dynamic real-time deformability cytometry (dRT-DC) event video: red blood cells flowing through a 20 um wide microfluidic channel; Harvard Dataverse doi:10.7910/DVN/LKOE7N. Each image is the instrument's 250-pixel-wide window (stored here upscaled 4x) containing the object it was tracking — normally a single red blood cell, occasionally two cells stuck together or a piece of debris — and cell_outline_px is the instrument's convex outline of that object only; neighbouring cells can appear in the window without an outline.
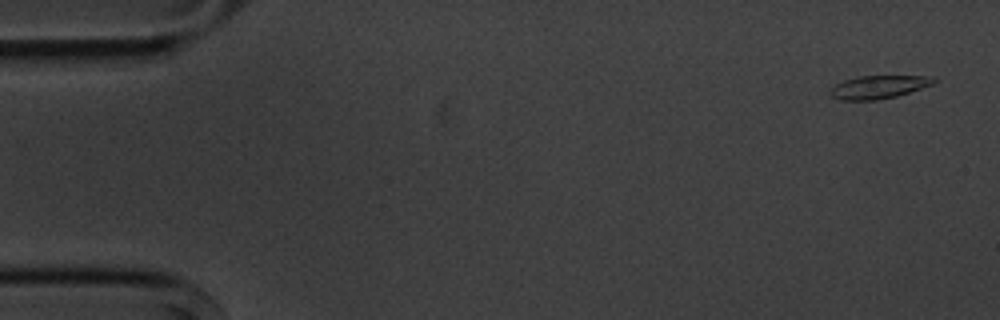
{"species": "common noctule bat (a hibernating species)", "species_latin": "Nyctalus noctula", "temperature_condition": "cold", "stored_images_in_passage": 9, "camera_frame_rate_fps": 3000, "um_per_image_px": 0.085, "animal": {"sex": "male", "body_mass_g": 20.1, "forearm_length_mm": 53.5}, "frame": {"image": 1, "passage_image": 1, "time_ms": 0.0, "image_size_px": [1000, 320], "cell_outline_px": [[940, 80], [932, 84], [896, 96], [876, 100], [840, 100], [832, 96], [828, 92], [836, 84], [844, 80], [856, 76], [932, 76]], "centroid_in_image_um": [74.67, 7.39], "position_along_channel_um": 10.3, "area_um2": 13.87}}
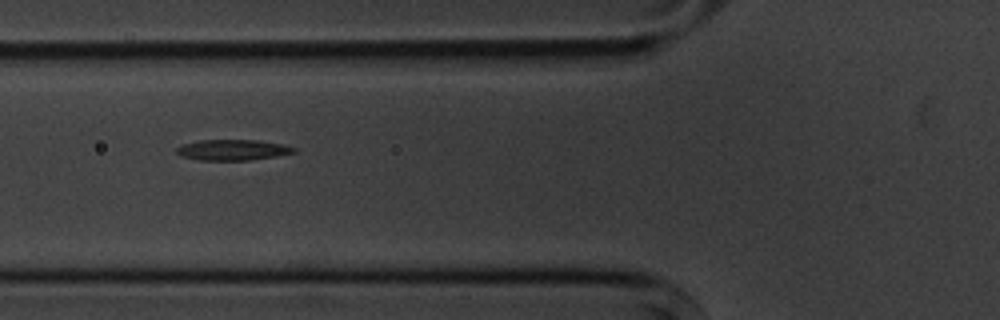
{"frame": {"image": 2, "passage_image": 6, "time_ms": 6.0, "image_size_px": [1000, 320], "cell_outline_px": [[296, 152], [276, 156], [248, 160], [200, 160], [180, 156], [176, 152], [176, 148], [180, 144], [200, 140], [260, 140], [284, 144], [296, 148]], "centroid_in_image_um": [19.76, 12.73], "position_along_channel_um": 106.0, "area_um2": 14.28}}
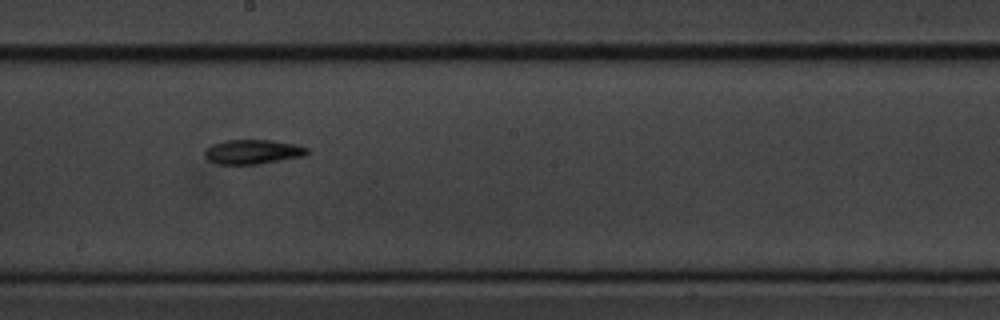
{"frame": {"image": 3, "passage_image": 9, "time_ms": 9.333, "image_size_px": [1000, 320], "cell_outline_px": [[308, 152], [304, 156], [256, 164], [216, 164], [208, 160], [204, 156], [204, 152], [212, 144], [224, 140], [272, 140], [296, 144], [308, 148]], "centroid_in_image_um": [21.46, 12.9], "position_along_channel_um": 226.7, "area_um2": 14.57}}